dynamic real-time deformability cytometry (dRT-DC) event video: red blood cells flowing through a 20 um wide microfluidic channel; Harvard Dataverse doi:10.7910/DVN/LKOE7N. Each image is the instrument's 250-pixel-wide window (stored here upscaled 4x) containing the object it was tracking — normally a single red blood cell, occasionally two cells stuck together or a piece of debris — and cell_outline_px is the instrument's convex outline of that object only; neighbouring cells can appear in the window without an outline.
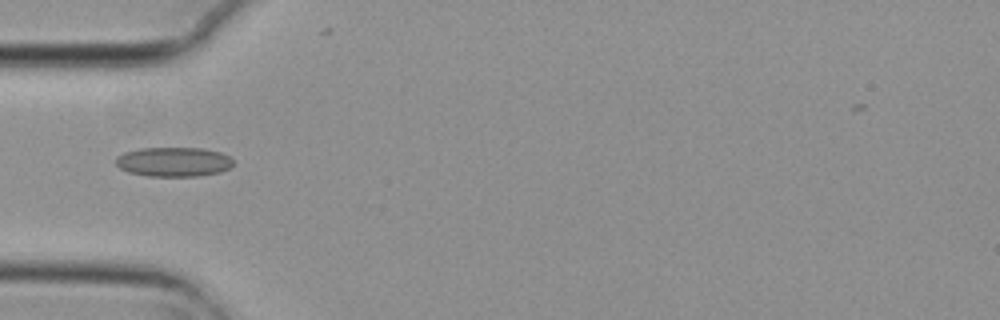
{"species": "common noctule bat (a hibernating species)", "species_latin": "Nyctalus noctula", "temperature_condition": "cold", "stored_images_in_passage": 5, "camera_frame_rate_fps": 3000, "um_per_image_px": 0.085, "animal": {"sex": "female", "body_mass_g": 29.2, "forearm_length_mm": 56.3}, "frame": {"image": 1, "passage_image": 2, "time_ms": 0.333, "image_size_px": [1000, 320], "cell_outline_px": [[232, 164], [228, 168], [220, 172], [196, 176], [148, 176], [128, 172], [120, 168], [116, 164], [116, 156], [124, 152], [140, 148], [200, 148], [220, 152], [228, 156], [232, 160]], "centroid_in_image_um": [14.72, 13.75], "position_along_channel_um": 70.3, "area_um2": 20.06}}
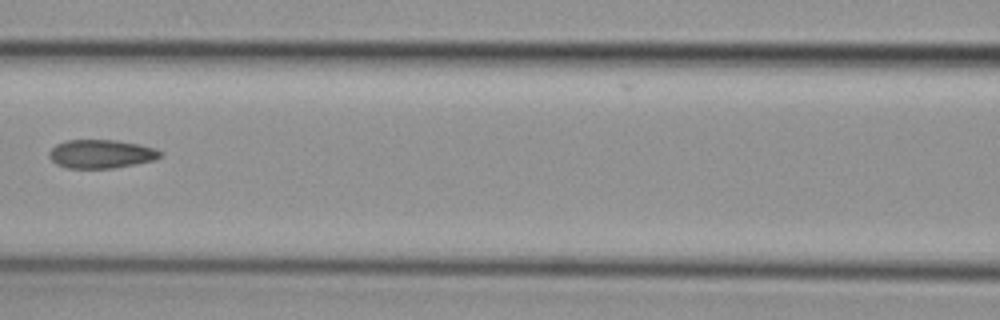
{"frame": {"image": 2, "passage_image": 4, "time_ms": 1.0, "image_size_px": [1000, 320], "cell_outline_px": [[164, 152], [156, 160], [116, 168], [68, 168], [56, 164], [48, 156], [48, 152], [56, 144], [64, 140], [116, 140], [140, 144], [156, 148]], "centroid_in_image_um": [8.62, 13.08], "position_along_channel_um": 158.0, "area_um2": 18.79}}
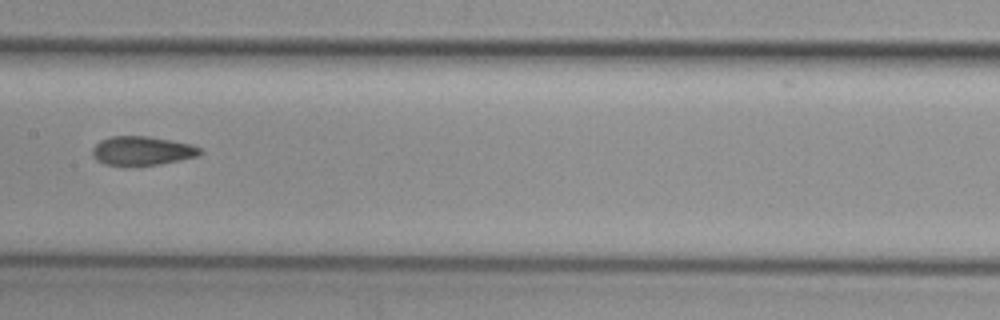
{"frame": {"image": 3, "passage_image": 5, "time_ms": 1.333, "image_size_px": [1000, 320], "cell_outline_px": [[204, 152], [196, 156], [180, 160], [160, 164], [136, 168], [104, 164], [96, 160], [92, 156], [92, 148], [100, 140], [112, 136], [148, 136], [172, 140], [192, 144], [200, 148]], "centroid_in_image_um": [12.05, 12.85], "position_along_channel_um": 195.3, "area_um2": 18.79}}